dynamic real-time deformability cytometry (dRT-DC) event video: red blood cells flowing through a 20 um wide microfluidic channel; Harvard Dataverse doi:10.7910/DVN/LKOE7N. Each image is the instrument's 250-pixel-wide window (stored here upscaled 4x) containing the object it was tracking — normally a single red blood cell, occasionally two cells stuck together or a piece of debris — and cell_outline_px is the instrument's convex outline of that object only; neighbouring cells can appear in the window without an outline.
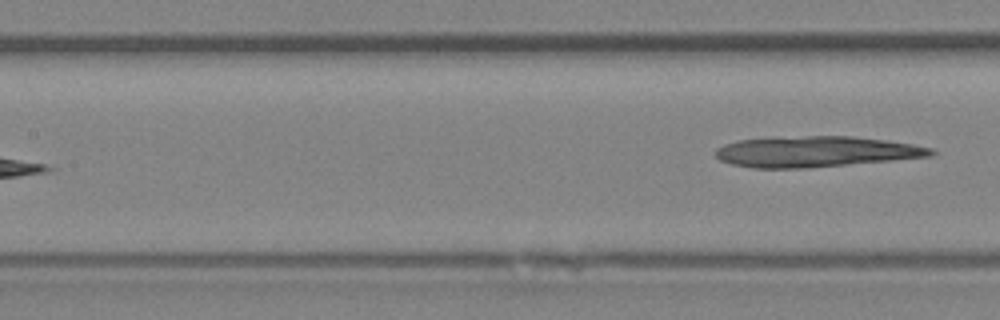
{"species": "Egyptian fruit bat (a non-hibernating species)", "species_latin": "Rousettus aegyptiacus", "temperature_condition": "room temperature", "stored_images_in_passage": 7, "segment_of_instrument_passage": [2, 2], "camera_frame_rate_fps": 3000, "um_per_image_px": 0.085, "animal": {"sex": "female"}, "frame": {"image": 1, "passage_image": 7, "time_ms": 7.0, "image_size_px": [1000, 320], "cell_outline_px": [[936, 152], [932, 156], [892, 160], [808, 168], [752, 168], [732, 164], [720, 160], [716, 156], [716, 148], [724, 144], [740, 140], [772, 136], [852, 136], [884, 140], [912, 144], [932, 148]], "centroid_in_image_um": [69.31, 12.88], "position_along_channel_um": 138.1, "area_um2": 38.78}}